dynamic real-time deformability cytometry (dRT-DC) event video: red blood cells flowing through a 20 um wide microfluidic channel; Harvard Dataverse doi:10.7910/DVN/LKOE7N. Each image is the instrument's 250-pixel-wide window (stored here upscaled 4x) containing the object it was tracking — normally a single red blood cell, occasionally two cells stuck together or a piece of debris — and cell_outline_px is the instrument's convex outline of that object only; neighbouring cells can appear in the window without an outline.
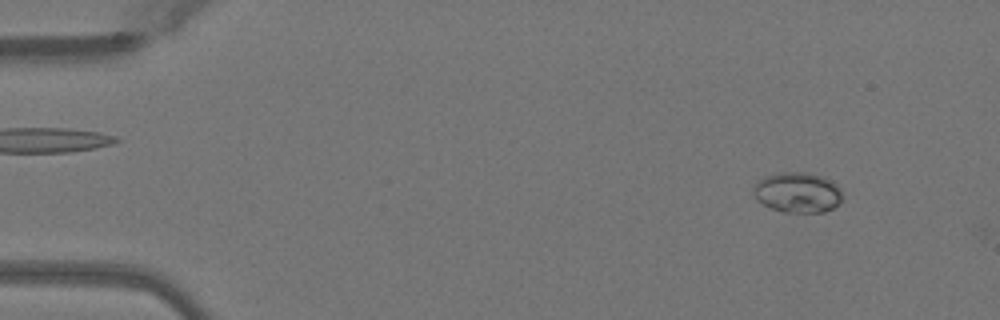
{"species": "Egyptian fruit bat (a non-hibernating species)", "species_latin": "Rousettus aegyptiacus", "temperature_condition": "warm", "stored_images_in_passage": 50, "camera_frame_rate_fps": 3000, "um_per_image_px": 0.085, "animal": {"sex": "female"}, "frame": {"image": 1, "passage_image": 5, "time_ms": 1.333, "image_size_px": [1000, 320], "cell_outline_px": [[840, 204], [824, 212], [784, 212], [772, 208], [756, 200], [752, 192], [752, 188], [760, 180], [768, 176], [780, 172], [804, 172], [820, 176], [832, 180], [840, 188]], "centroid_in_image_um": [67.79, 16.36], "position_along_channel_um": 17.2, "area_um2": 20.75}}
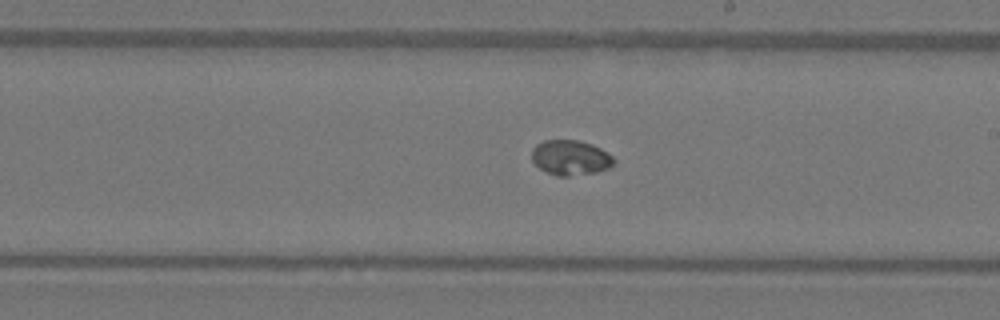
{"frame": {"image": 2, "passage_image": 29, "time_ms": 9.333, "image_size_px": [1000, 320], "cell_outline_px": [[616, 160], [608, 168], [596, 172], [568, 176], [556, 176], [544, 172], [532, 160], [532, 148], [536, 144], [544, 140], [580, 140], [592, 144], [608, 152]], "centroid_in_image_um": [48.48, 13.39], "position_along_channel_um": 240.5, "area_um2": 16.88}}
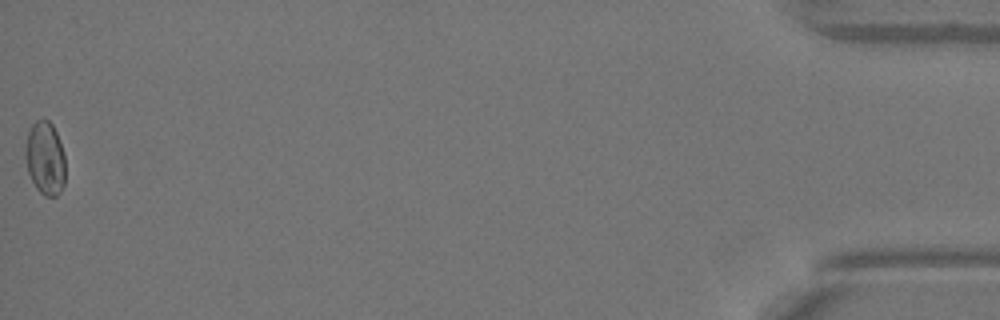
{"frame": {"image": 3, "passage_image": 50, "time_ms": 16.333, "image_size_px": [1000, 320], "cell_outline_px": [[64, 184], [60, 192], [56, 196], [44, 196], [36, 188], [28, 172], [24, 156], [24, 148], [28, 132], [32, 124], [36, 120], [44, 116], [52, 124], [56, 132], [64, 152]], "centroid_in_image_um": [3.81, 13.42], "position_along_channel_um": 431.4, "area_um2": 17.34}}